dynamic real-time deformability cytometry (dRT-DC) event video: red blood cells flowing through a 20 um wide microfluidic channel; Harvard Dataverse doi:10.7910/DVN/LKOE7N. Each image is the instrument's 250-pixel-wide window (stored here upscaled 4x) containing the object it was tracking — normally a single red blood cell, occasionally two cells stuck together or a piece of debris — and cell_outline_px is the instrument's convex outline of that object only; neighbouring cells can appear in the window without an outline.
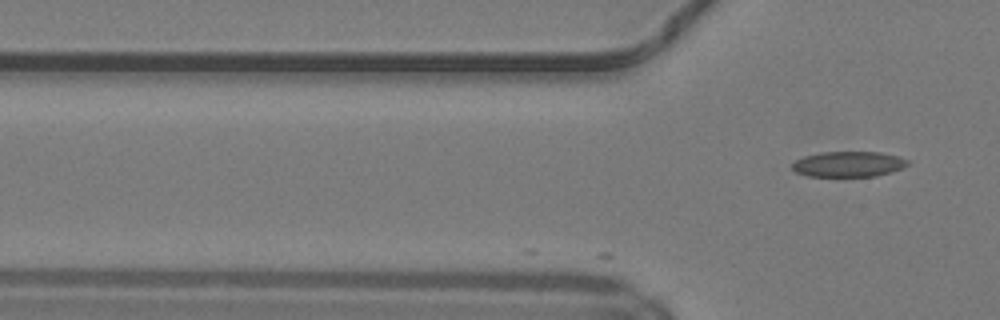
{"species": "common noctule bat (a hibernating species)", "species_latin": "Nyctalus noctula", "temperature_condition": "warm", "stored_images_in_passage": 4, "camera_frame_rate_fps": 3000, "um_per_image_px": 0.085, "animal": {"sex": "male", "body_mass_g": 19.2, "forearm_length_mm": 51.8}, "frame": {"image": 1, "passage_image": 4, "time_ms": 1.0, "image_size_px": [1000, 320], "cell_outline_px": [[908, 164], [904, 168], [892, 172], [876, 176], [808, 176], [796, 172], [792, 168], [792, 164], [796, 160], [804, 156], [820, 152], [880, 152], [900, 156], [908, 160]], "centroid_in_image_um": [72.15, 13.95], "position_along_channel_um": 53.6, "area_um2": 17.22}}